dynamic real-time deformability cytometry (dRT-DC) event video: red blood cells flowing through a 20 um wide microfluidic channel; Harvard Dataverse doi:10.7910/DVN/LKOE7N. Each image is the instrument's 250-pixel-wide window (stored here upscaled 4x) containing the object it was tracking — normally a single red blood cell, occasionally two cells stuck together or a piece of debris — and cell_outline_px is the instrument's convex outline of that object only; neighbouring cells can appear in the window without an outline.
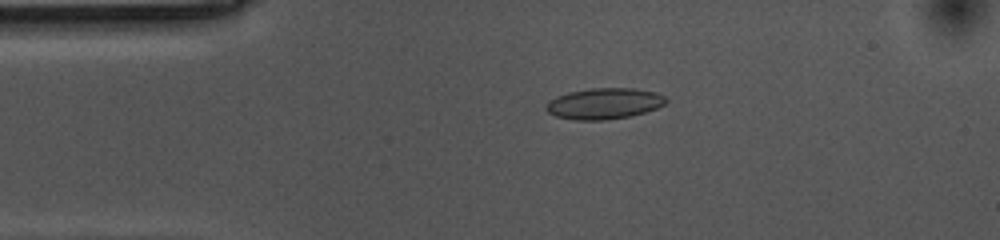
{"species": "common noctule bat (a hibernating species)", "species_latin": "Nyctalus noctula", "temperature_condition": "cold", "stored_images_in_passage": 55, "camera_frame_rate_fps": 3000, "um_per_image_px": 0.085, "animal": {"sex": "female", "body_mass_g": 10.0, "forearm_length_mm": 53.1}, "frame": {"image": 1, "passage_image": 10, "time_ms": 3.0, "image_size_px": [1000, 240], "cell_outline_px": [[668, 100], [664, 104], [656, 108], [632, 116], [604, 120], [576, 120], [556, 116], [548, 112], [544, 108], [548, 100], [556, 96], [568, 92], [592, 88], [632, 88], [656, 92], [664, 96]], "centroid_in_image_um": [51.33, 8.8], "position_along_channel_um": 33.7, "area_um2": 21.73}}
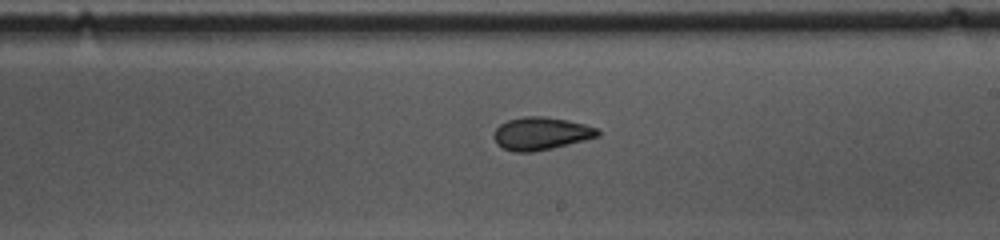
{"frame": {"image": 2, "passage_image": 30, "time_ms": 9.667, "image_size_px": [1000, 240], "cell_outline_px": [[600, 136], [552, 148], [532, 152], [516, 152], [504, 148], [496, 144], [492, 136], [496, 128], [500, 124], [508, 120], [524, 116], [544, 116], [568, 120], [584, 124], [596, 128], [600, 132]], "centroid_in_image_um": [45.96, 11.34], "position_along_channel_um": 243.0, "area_um2": 19.83}}
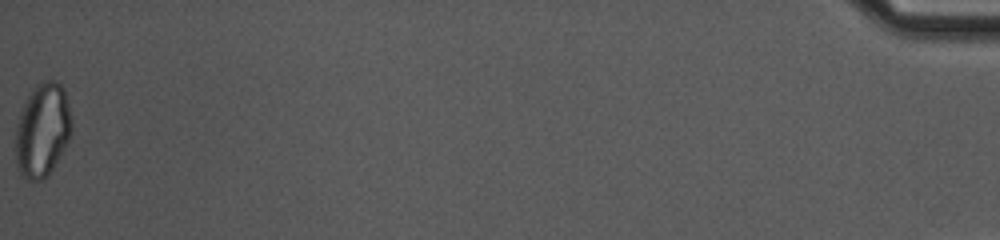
{"frame": {"image": 3, "passage_image": 55, "time_ms": 18.0, "image_size_px": [1000, 240], "cell_outline_px": [[72, 132], [64, 148], [48, 176], [40, 180], [28, 180], [20, 176], [16, 164], [16, 124], [20, 112], [32, 88], [36, 84], [44, 80], [56, 80], [64, 88], [72, 120]], "centroid_in_image_um": [3.6, 11.05], "position_along_channel_um": 431.6, "area_um2": 30.81}, "authors_computed_cell_mechanics": {"area_um2": 20.4612, "velocity_mm_per_s": 3.5412, "shape_relaxation_time_tau1_ms": 7.0642, "shape_relaxation_time_tau2_ms": 3.4676, "deformation_change_tau1": 0.129, "deformation_change_tau2": 0.0739}}